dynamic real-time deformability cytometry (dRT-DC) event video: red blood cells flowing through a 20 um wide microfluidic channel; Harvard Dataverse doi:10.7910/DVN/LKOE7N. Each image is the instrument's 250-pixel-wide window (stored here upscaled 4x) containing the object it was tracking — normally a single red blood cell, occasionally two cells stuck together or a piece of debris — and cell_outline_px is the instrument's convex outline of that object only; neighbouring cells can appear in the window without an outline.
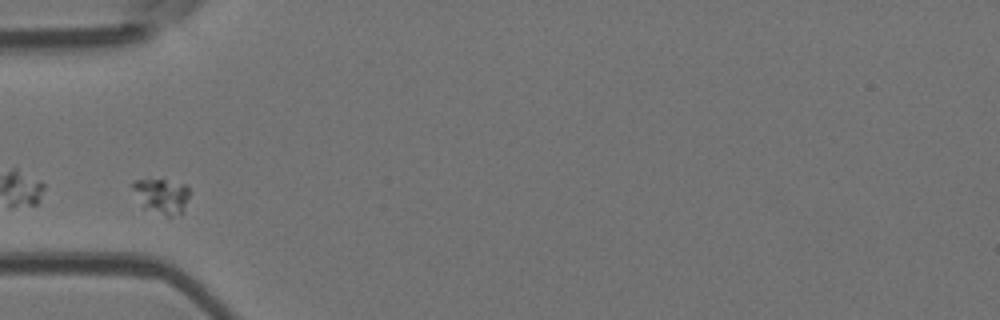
{"species": "Egyptian fruit bat (a non-hibernating species)", "species_latin": "Rousettus aegyptiacus", "temperature_condition": "room temperature", "stored_images_in_passage": 4, "camera_frame_rate_fps": 3000, "um_per_image_px": 0.085, "animal": {"sex": "female"}, "frame": {"image": 1, "passage_image": 1, "time_ms": 0.0, "image_size_px": [1000, 320], "cell_outline_px": [[192, 192], [180, 212], [172, 216], [168, 216], [144, 208], [132, 188], [132, 184], [136, 180], [164, 180], [184, 184]], "centroid_in_image_um": [13.76, 16.64], "position_along_channel_um": 71.2, "area_um2": 11.21}}
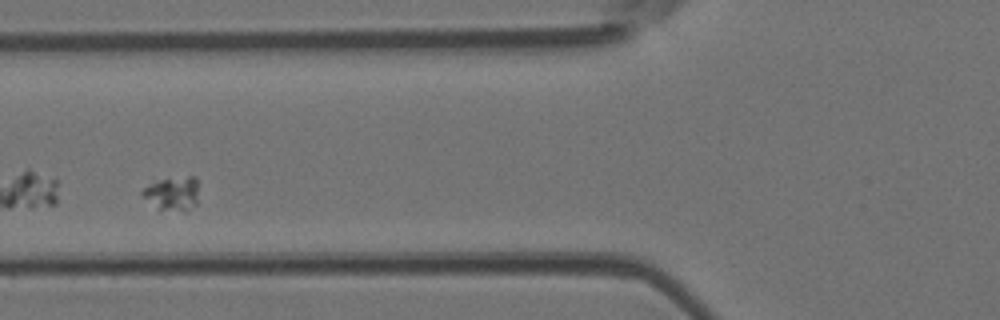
{"frame": {"image": 2, "passage_image": 2, "time_ms": 0.333, "image_size_px": [1000, 320], "cell_outline_px": [[196, 204], [188, 212], [160, 212], [140, 192], [144, 188], [160, 180], [188, 176], [196, 176]], "centroid_in_image_um": [14.67, 16.52], "position_along_channel_um": 111.1, "area_um2": 11.16}}
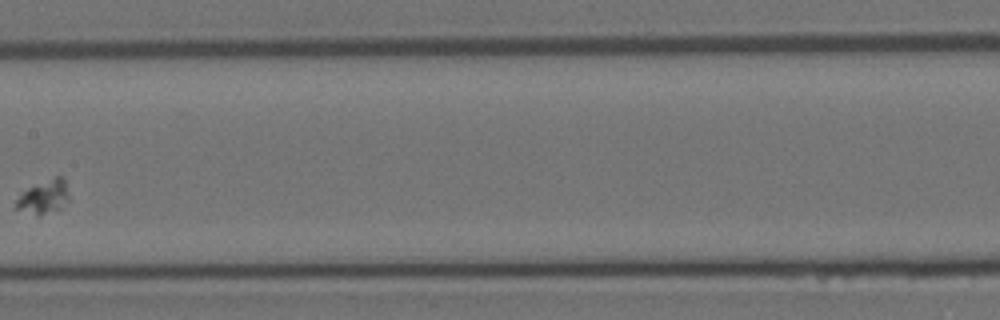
{"frame": {"image": 3, "passage_image": 4, "time_ms": 1.0, "image_size_px": [1000, 320], "cell_outline_px": [[68, 200], [60, 208], [40, 216], [36, 216], [16, 208], [16, 200], [28, 188], [56, 176], [64, 176], [68, 196]], "centroid_in_image_um": [3.74, 16.75], "position_along_channel_um": 203.7, "area_um2": 10.12}}